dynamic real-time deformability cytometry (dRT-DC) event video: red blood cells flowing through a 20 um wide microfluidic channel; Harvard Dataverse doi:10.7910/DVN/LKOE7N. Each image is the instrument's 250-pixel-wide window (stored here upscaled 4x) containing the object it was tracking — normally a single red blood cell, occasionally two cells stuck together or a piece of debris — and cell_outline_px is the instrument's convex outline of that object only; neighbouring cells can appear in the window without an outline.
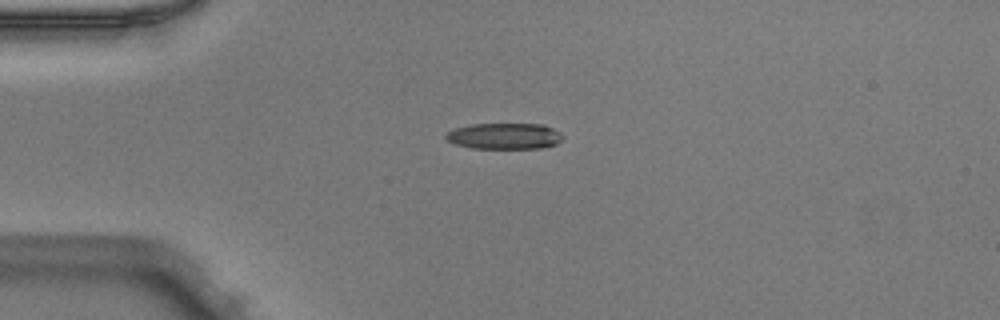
{"species": "Egyptian fruit bat (a non-hibernating species)", "species_latin": "Rousettus aegyptiacus", "temperature_condition": "warm", "stored_images_in_passage": 39, "camera_frame_rate_fps": 3000, "um_per_image_px": 0.085, "animal": {"sex": "male"}, "frame": {"image": 1, "passage_image": 1, "time_ms": 0.0, "image_size_px": [1000, 320], "cell_outline_px": [[564, 136], [556, 144], [540, 148], [472, 148], [456, 144], [448, 140], [444, 136], [452, 128], [472, 124], [544, 124], [552, 128]], "centroid_in_image_um": [42.86, 11.56], "position_along_channel_um": 42.1, "area_um2": 17.69}}
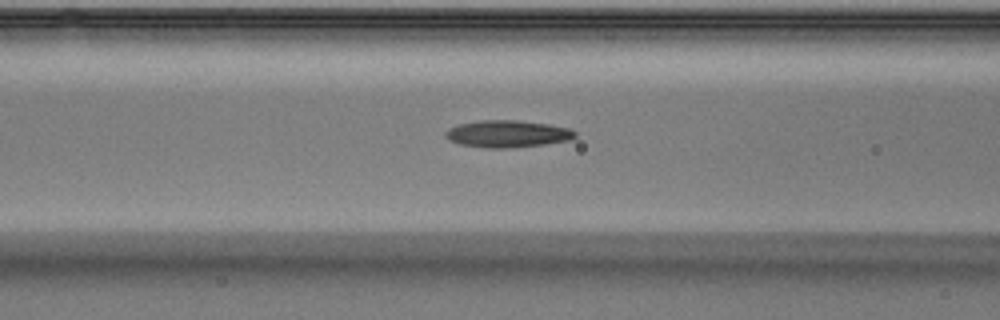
{"frame": {"image": 2, "passage_image": 9, "time_ms": 2.667, "image_size_px": [1000, 320], "cell_outline_px": [[576, 136], [572, 140], [544, 144], [504, 148], [488, 148], [460, 144], [448, 140], [444, 136], [444, 132], [448, 128], [460, 124], [480, 120], [516, 120], [548, 124], [568, 128], [576, 132]], "centroid_in_image_um": [43.11, 11.37], "position_along_channel_um": 123.5, "area_um2": 20.4}}
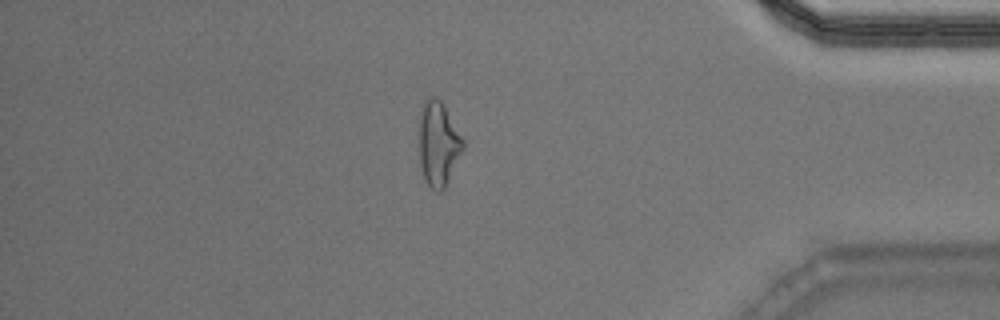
{"frame": {"image": 3, "passage_image": 32, "time_ms": 10.333, "image_size_px": [1000, 320], "cell_outline_px": [[464, 148], [444, 188], [440, 192], [436, 192], [424, 180], [420, 164], [420, 116], [424, 100], [428, 96], [436, 96], [444, 104], [464, 140]], "centroid_in_image_um": [37.26, 12.2], "position_along_channel_um": 397.9, "area_um2": 21.5}, "authors_computed_cell_mechanics": {"area_um2": 19.941, "velocity_mm_per_s": 3.9849, "shape_relaxation_time_tau1_ms": 6.1426, "shape_relaxation_time_tau2_ms": 2.6395, "deformation_change_tau1": 0.2022, "deformation_change_tau2": 0.1148}}